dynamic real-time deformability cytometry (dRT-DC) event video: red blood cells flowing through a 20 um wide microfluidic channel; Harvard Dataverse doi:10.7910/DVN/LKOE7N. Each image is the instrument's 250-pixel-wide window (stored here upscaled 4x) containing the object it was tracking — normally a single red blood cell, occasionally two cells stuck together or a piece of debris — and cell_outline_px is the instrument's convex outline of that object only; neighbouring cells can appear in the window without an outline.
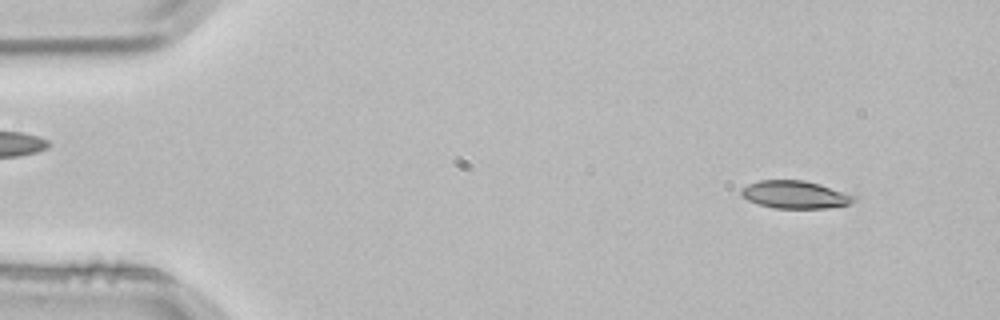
{"species": "common noctule bat (a hibernating species)", "species_latin": "Nyctalus noctula", "temperature_condition": "room temperature", "stored_images_in_passage": 3, "camera_frame_rate_fps": 3000, "um_per_image_px": 0.085, "animal": {"sex": "male", "body_mass_g": 21.5, "forearm_length_mm": 52.0}, "frame": {"image": 1, "passage_image": 1, "time_ms": 0.0, "image_size_px": [1000, 320], "cell_outline_px": [[856, 200], [848, 204], [828, 208], [772, 208], [756, 204], [740, 196], [740, 188], [748, 184], [760, 180], [804, 180], [820, 184], [856, 196]], "centroid_in_image_um": [67.52, 16.54], "position_along_channel_um": 17.5, "area_um2": 18.32}}
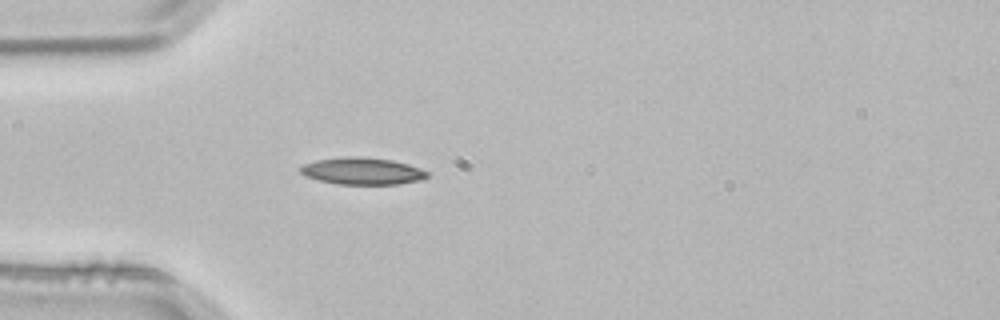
{"frame": {"image": 2, "passage_image": 3, "time_ms": 0.667, "image_size_px": [1000, 320], "cell_outline_px": [[428, 176], [424, 180], [400, 184], [336, 184], [304, 176], [300, 172], [300, 168], [304, 164], [316, 160], [344, 156], [360, 156], [392, 160], [408, 164], [428, 172]], "centroid_in_image_um": [30.8, 14.54], "position_along_channel_um": 54.2, "area_um2": 20.06}}